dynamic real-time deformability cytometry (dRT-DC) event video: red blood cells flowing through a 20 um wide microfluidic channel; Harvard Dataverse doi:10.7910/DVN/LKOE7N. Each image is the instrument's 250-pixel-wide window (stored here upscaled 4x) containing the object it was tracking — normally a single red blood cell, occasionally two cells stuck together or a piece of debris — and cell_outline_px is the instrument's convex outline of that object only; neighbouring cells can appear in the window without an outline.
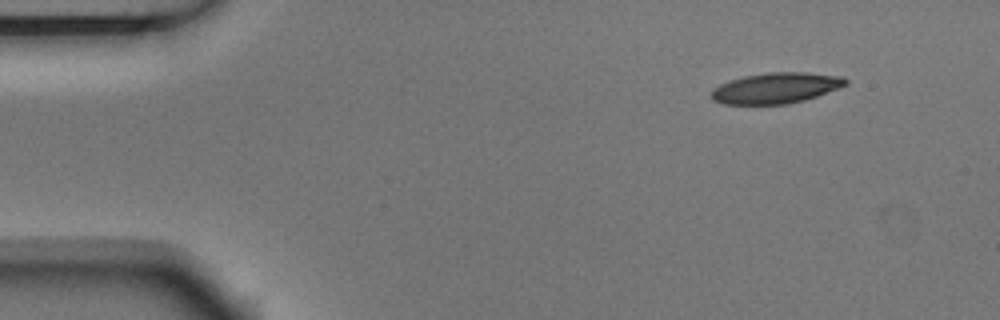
{"species": "Egyptian fruit bat (a non-hibernating species)", "species_latin": "Rousettus aegyptiacus", "temperature_condition": "room temperature", "stored_images_in_passage": 4, "camera_frame_rate_fps": 3000, "um_per_image_px": 0.085, "animal": {"sex": "male"}, "frame": {"image": 1, "passage_image": 1, "time_ms": 0.0, "image_size_px": [1000, 320], "cell_outline_px": [[848, 84], [840, 88], [804, 100], [788, 104], [724, 104], [712, 100], [712, 88], [728, 80], [744, 76], [768, 72], [808, 72], [844, 76], [848, 80]], "centroid_in_image_um": [65.98, 7.47], "position_along_channel_um": 19.0, "area_um2": 24.28}}
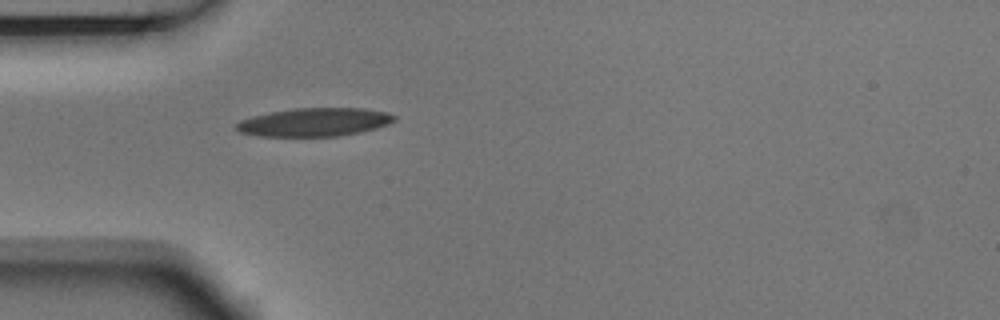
{"frame": {"image": 2, "passage_image": 4, "time_ms": 1.0, "image_size_px": [1000, 320], "cell_outline_px": [[396, 120], [388, 124], [376, 128], [360, 132], [336, 136], [260, 136], [240, 132], [236, 128], [236, 124], [240, 120], [252, 116], [272, 112], [296, 108], [364, 108], [384, 112], [396, 116]], "centroid_in_image_um": [26.73, 10.38], "position_along_channel_um": 58.3, "area_um2": 25.89}}